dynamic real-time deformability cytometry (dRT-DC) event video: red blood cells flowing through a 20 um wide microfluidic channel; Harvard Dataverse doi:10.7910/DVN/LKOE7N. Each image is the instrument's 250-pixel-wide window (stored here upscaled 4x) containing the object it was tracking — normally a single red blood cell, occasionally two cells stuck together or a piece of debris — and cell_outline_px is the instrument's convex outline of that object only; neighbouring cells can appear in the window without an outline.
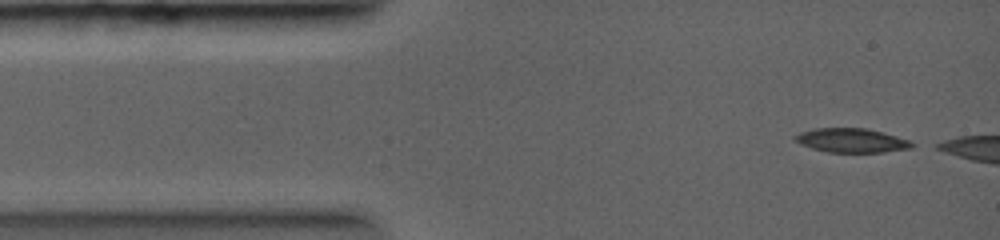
{"species": "common noctule bat (a hibernating species)", "species_latin": "Nyctalus noctula", "temperature_condition": "warm", "stored_images_in_passage": 2, "camera_frame_rate_fps": 5000, "um_per_image_px": 0.085, "animal": {"sex": "female", "body_mass_g": 19.0, "forearm_length_mm": 56.7}, "frame": {"image": 1, "passage_image": 1, "time_ms": 0.0, "image_size_px": [1000, 240], "cell_outline_px": [[916, 144], [912, 148], [880, 152], [828, 152], [812, 148], [800, 144], [792, 136], [800, 132], [812, 128], [864, 128], [896, 136], [908, 140]], "centroid_in_image_um": [72.34, 11.93], "position_along_channel_um": 12.7, "area_um2": 16.3}}